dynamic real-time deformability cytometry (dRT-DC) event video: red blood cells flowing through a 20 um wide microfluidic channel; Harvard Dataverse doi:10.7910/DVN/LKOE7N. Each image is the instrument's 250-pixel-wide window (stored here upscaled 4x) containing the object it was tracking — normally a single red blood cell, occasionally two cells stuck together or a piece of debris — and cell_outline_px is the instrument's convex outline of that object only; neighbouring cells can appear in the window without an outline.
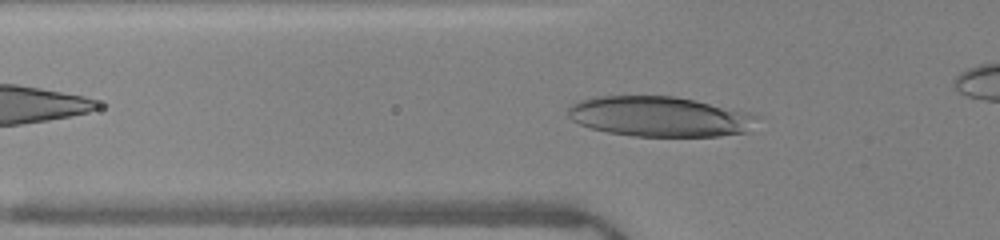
{"species": "human", "species_latin": "Homo sapiens", "temperature_condition": "warm", "stored_images_in_passage": 44, "camera_frame_rate_fps": 3000, "um_per_image_px": 0.085, "donor": {"sex": "female"}, "frame": {"image": 1, "passage_image": 17, "time_ms": 5.333, "image_size_px": [1000, 240], "cell_outline_px": [[760, 116], [748, 132], [720, 136], [632, 136], [608, 132], [592, 128], [580, 124], [572, 120], [568, 116], [568, 108], [572, 104], [580, 100], [592, 96], [672, 96], [696, 100], [748, 112]], "centroid_in_image_um": [56.08, 9.9], "position_along_channel_um": 69.7, "area_um2": 44.33}}
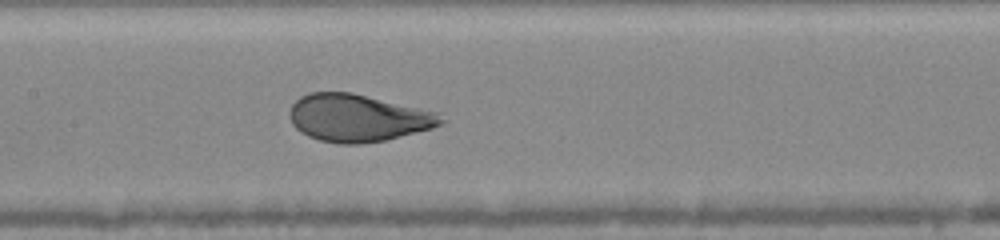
{"frame": {"image": 2, "passage_image": 25, "time_ms": 8.0, "image_size_px": [1000, 240], "cell_outline_px": [[448, 120], [444, 124], [432, 128], [384, 140], [360, 144], [340, 144], [320, 140], [308, 136], [300, 132], [292, 124], [288, 112], [292, 104], [300, 96], [308, 92], [352, 92], [440, 112]], "centroid_in_image_um": [30.45, 10.01], "position_along_channel_um": 177.0, "area_um2": 42.25}}
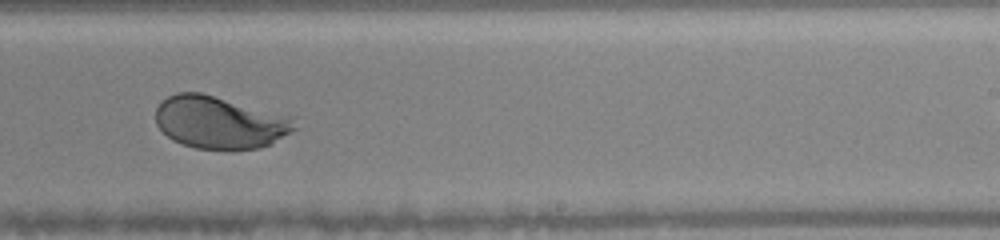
{"frame": {"image": 3, "passage_image": 32, "time_ms": 10.333, "image_size_px": [1000, 240], "cell_outline_px": [[300, 128], [272, 144], [260, 148], [228, 152], [196, 148], [172, 140], [156, 124], [156, 108], [160, 100], [176, 92], [200, 92], [296, 116]], "centroid_in_image_um": [18.79, 10.42], "position_along_channel_um": 270.2, "area_um2": 44.04}}